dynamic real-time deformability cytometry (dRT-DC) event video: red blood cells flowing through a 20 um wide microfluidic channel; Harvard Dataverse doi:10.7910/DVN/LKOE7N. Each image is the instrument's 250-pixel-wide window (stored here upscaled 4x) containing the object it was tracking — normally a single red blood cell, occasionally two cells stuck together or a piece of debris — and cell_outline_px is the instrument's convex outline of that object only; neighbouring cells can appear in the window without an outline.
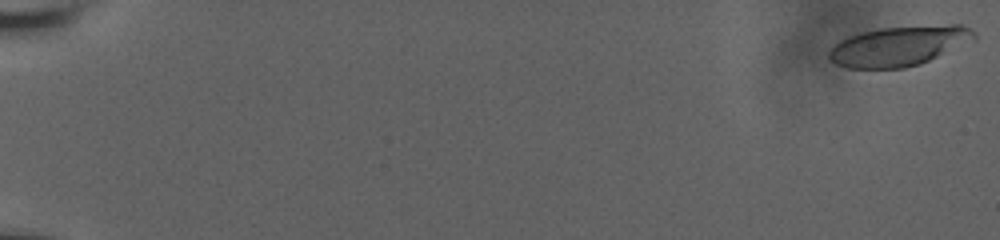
{"species": "human", "species_latin": "Homo sapiens", "temperature_condition": "room temperature", "stored_images_in_passage": 23, "camera_frame_rate_fps": 3000, "um_per_image_px": 0.085, "donor": {"sex": "male"}, "frame": {"image": 1, "passage_image": 1, "time_ms": 0.0, "image_size_px": [1000, 240], "cell_outline_px": [[976, 40], [920, 64], [904, 68], [848, 68], [836, 64], [828, 56], [828, 52], [840, 40], [848, 36], [860, 32], [880, 28], [952, 24], [964, 24], [976, 32]], "centroid_in_image_um": [76.47, 3.9], "position_along_channel_um": 8.5, "area_um2": 33.87}}
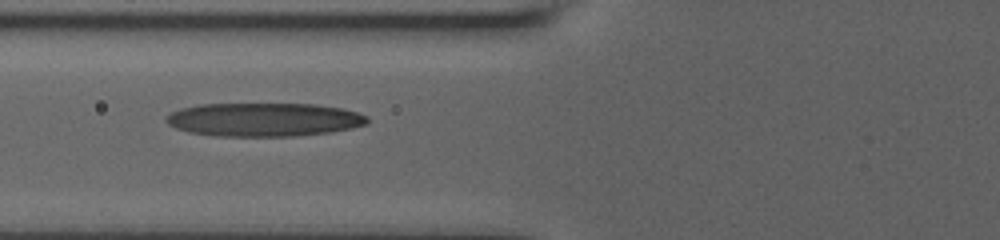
{"frame": {"image": 2, "passage_image": 17, "time_ms": 8.333, "image_size_px": [1000, 240], "cell_outline_px": [[368, 124], [352, 128], [332, 132], [292, 136], [220, 136], [188, 132], [176, 128], [168, 124], [164, 120], [164, 116], [180, 108], [200, 104], [316, 104], [344, 108], [368, 116]], "centroid_in_image_um": [22.44, 10.16], "position_along_channel_um": 103.4, "area_um2": 39.59}}
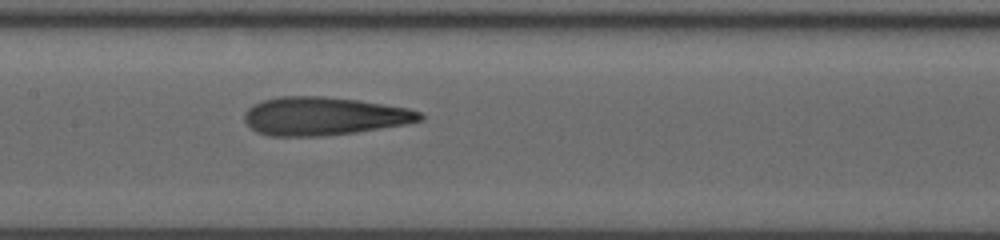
{"frame": {"image": 3, "passage_image": 23, "time_ms": 10.333, "image_size_px": [1000, 240], "cell_outline_px": [[424, 120], [404, 124], [356, 132], [320, 136], [268, 136], [256, 132], [244, 120], [244, 112], [252, 104], [264, 100], [280, 96], [324, 96], [360, 100], [408, 108], [420, 112], [424, 116]], "centroid_in_image_um": [27.51, 9.86], "position_along_channel_um": 179.9, "area_um2": 39.19}}